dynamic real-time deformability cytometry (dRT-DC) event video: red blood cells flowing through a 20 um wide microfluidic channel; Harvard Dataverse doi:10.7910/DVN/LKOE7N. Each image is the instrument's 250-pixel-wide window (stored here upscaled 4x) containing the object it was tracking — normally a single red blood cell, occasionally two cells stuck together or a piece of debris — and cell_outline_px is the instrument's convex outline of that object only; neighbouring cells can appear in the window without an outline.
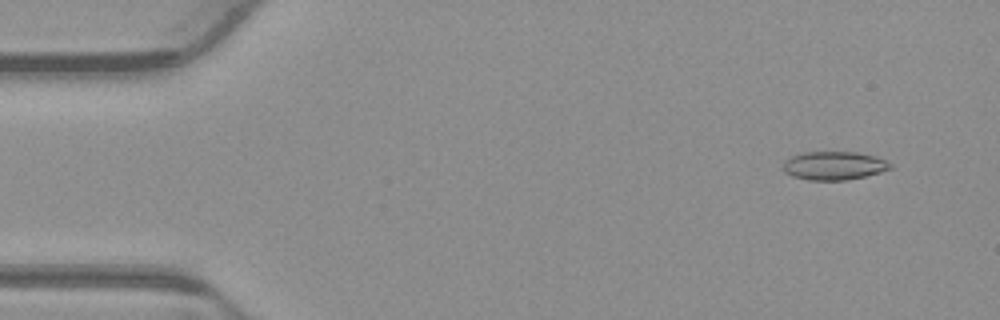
{"species": "common noctule bat (a hibernating species)", "species_latin": "Nyctalus noctula", "temperature_condition": "warm", "stored_images_in_passage": 50, "camera_frame_rate_fps": 3000, "um_per_image_px": 0.085, "animal": {"sex": "male", "body_mass_g": 23.1, "forearm_length_mm": 52.7}, "frame": {"image": 1, "passage_image": 4, "time_ms": 1.0, "image_size_px": [1000, 320], "cell_outline_px": [[892, 168], [880, 172], [848, 180], [808, 180], [792, 176], [784, 172], [784, 160], [800, 152], [856, 152], [876, 156], [888, 160], [892, 164]], "centroid_in_image_um": [70.9, 14.07], "position_along_channel_um": 14.1, "area_um2": 17.92}}
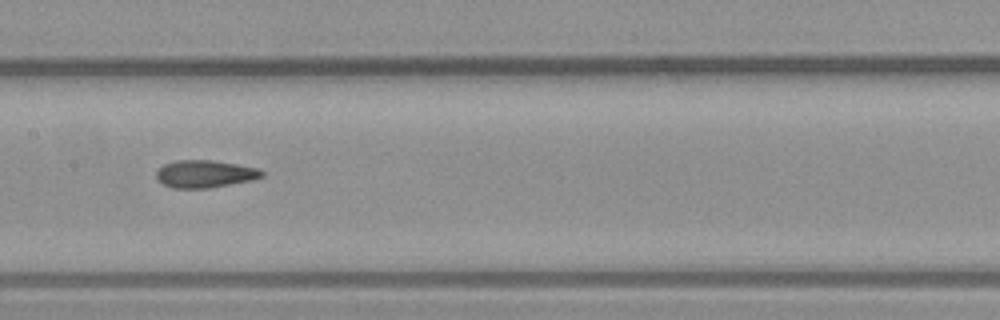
{"frame": {"image": 2, "passage_image": 26, "time_ms": 8.333, "image_size_px": [1000, 320], "cell_outline_px": [[264, 176], [252, 180], [208, 188], [172, 188], [164, 184], [156, 176], [156, 172], [164, 164], [176, 160], [212, 160], [236, 164], [256, 168], [264, 172]], "centroid_in_image_um": [17.42, 14.78], "position_along_channel_um": 190.0, "area_um2": 16.7}}
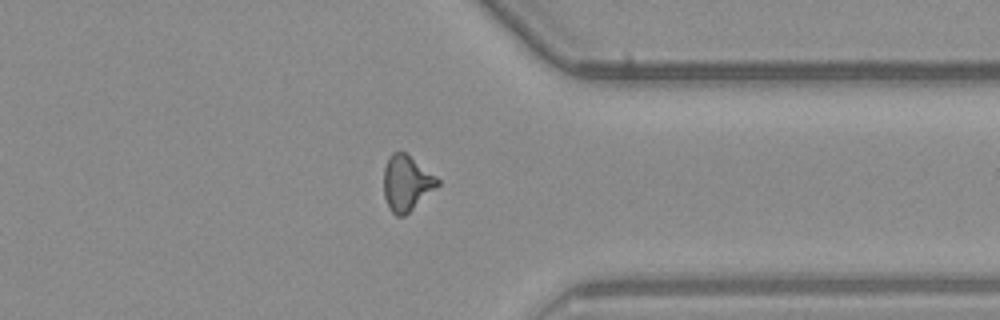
{"frame": {"image": 3, "passage_image": 41, "time_ms": 13.333, "image_size_px": [1000, 320], "cell_outline_px": [[440, 184], [404, 216], [396, 216], [388, 208], [384, 196], [384, 168], [388, 156], [392, 152], [404, 152], [436, 176], [440, 180]], "centroid_in_image_um": [34.53, 15.56], "position_along_channel_um": 376.9, "area_um2": 17.22}}